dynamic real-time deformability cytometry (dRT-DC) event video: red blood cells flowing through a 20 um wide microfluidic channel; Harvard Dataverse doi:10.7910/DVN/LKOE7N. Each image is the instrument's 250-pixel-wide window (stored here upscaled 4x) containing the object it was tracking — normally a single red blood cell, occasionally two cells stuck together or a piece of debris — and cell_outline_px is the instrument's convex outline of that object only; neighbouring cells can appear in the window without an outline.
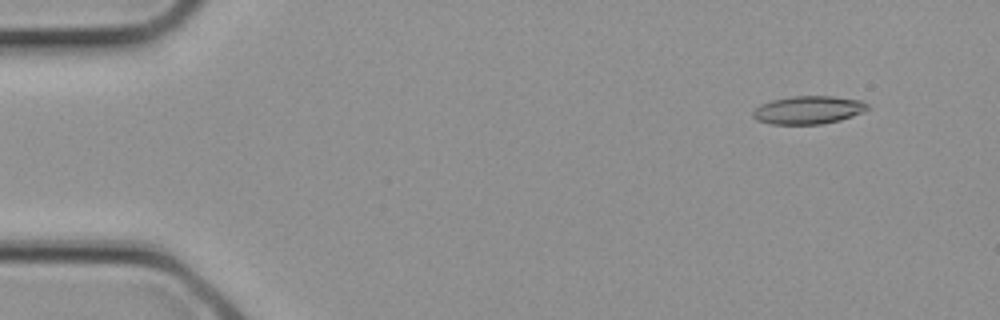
{"species": "common noctule bat (a hibernating species)", "species_latin": "Nyctalus noctula", "temperature_condition": "cold", "stored_images_in_passage": 2, "camera_frame_rate_fps": 3000, "um_per_image_px": 0.085, "animal": {"sex": "female", "body_mass_g": 21.9}, "frame": {"image": 1, "passage_image": 1, "time_ms": 0.0, "image_size_px": [1000, 320], "cell_outline_px": [[872, 108], [864, 112], [840, 120], [820, 124], [772, 124], [756, 120], [752, 116], [752, 112], [760, 104], [772, 100], [792, 96], [832, 96], [860, 100], [868, 104]], "centroid_in_image_um": [68.72, 9.34], "position_along_channel_um": 16.3, "area_um2": 18.84}}